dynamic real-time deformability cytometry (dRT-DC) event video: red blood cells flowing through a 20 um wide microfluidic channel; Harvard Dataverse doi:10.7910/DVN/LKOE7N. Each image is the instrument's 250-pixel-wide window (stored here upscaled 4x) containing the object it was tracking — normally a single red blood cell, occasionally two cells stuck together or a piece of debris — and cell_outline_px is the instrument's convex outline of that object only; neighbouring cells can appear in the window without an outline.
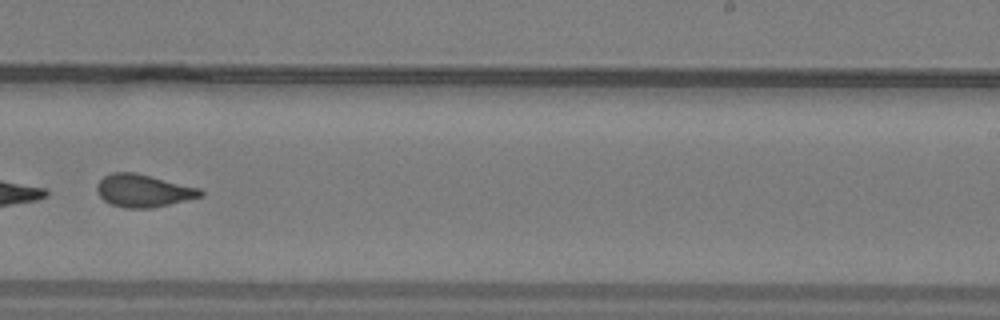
{"species": "common noctule bat (a hibernating species)", "species_latin": "Nyctalus noctula", "temperature_condition": "warm", "stored_images_in_passage": 43, "camera_frame_rate_fps": 3000, "um_per_image_px": 0.085, "animal": {"sex": "male", "body_mass_g": 19.2, "forearm_length_mm": 51.8}, "frame": {"image": 1, "passage_image": 28, "time_ms": 9.0, "image_size_px": [1000, 320], "cell_outline_px": [[204, 196], [168, 204], [148, 208], [124, 208], [112, 204], [104, 200], [96, 192], [96, 184], [104, 176], [112, 172], [136, 172], [200, 188], [204, 192]], "centroid_in_image_um": [12.17, 16.19], "position_along_channel_um": 276.8, "area_um2": 19.71}}